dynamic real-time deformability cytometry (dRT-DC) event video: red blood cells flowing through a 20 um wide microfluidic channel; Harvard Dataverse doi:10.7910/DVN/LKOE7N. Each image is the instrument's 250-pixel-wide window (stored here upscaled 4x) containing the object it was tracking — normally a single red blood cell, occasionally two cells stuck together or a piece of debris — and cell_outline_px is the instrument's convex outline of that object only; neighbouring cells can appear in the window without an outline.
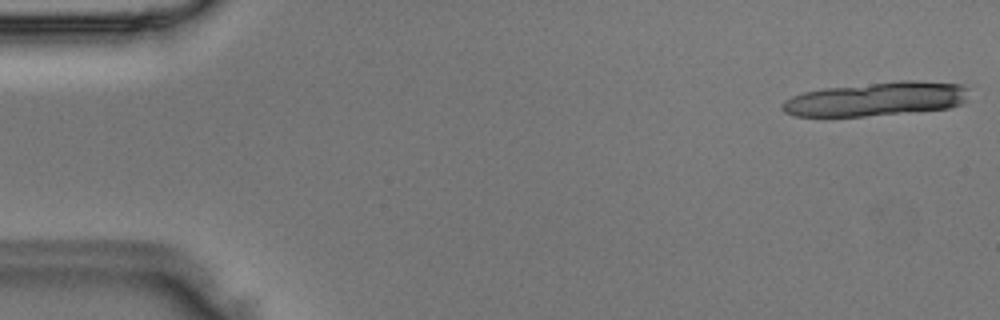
{"species": "Egyptian fruit bat (a non-hibernating species)", "species_latin": "Rousettus aegyptiacus", "temperature_condition": "room temperature", "stored_images_in_passage": 16, "camera_frame_rate_fps": 3000, "um_per_image_px": 0.085, "animal": {"sex": "male"}, "frame": {"image": 1, "passage_image": 1, "time_ms": 0.0, "image_size_px": [1000, 320], "cell_outline_px": [[964, 100], [960, 104], [948, 108], [864, 116], [796, 116], [784, 112], [780, 108], [780, 104], [784, 100], [792, 96], [804, 92], [824, 88], [900, 80], [916, 80], [964, 84]], "centroid_in_image_um": [74.4, 8.41], "position_along_channel_um": 10.6, "area_um2": 36.59}}